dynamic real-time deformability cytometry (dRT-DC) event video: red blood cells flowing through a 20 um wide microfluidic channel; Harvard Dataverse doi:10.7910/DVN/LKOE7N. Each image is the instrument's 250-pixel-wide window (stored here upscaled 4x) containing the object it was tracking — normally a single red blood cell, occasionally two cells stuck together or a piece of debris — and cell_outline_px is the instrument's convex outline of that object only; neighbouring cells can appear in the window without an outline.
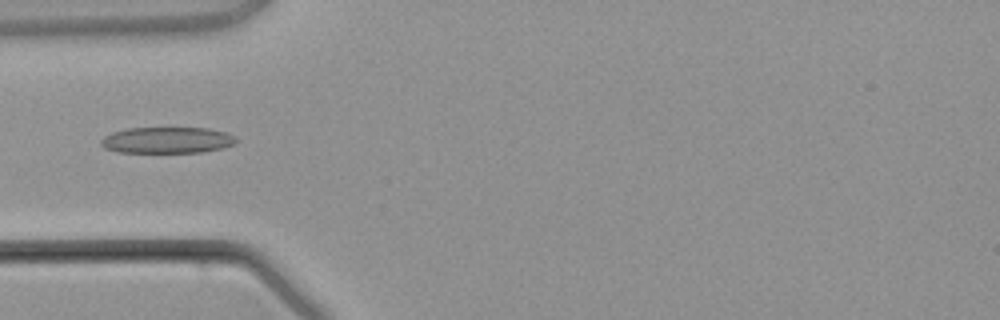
{"species": "common noctule bat (a hibernating species)", "species_latin": "Nyctalus noctula", "temperature_condition": "warm", "stored_images_in_passage": 5, "camera_frame_rate_fps": 3000, "um_per_image_px": 0.085, "animal": {"sex": "male", "body_mass_g": 21.5, "forearm_length_mm": 52.0}, "frame": {"image": 1, "passage_image": 4, "time_ms": 3.667, "image_size_px": [1000, 320], "cell_outline_px": [[236, 140], [232, 144], [224, 148], [200, 152], [116, 152], [104, 148], [100, 144], [100, 140], [104, 136], [112, 132], [128, 128], [208, 128], [224, 132], [236, 136]], "centroid_in_image_um": [14.17, 11.91], "position_along_channel_um": 70.8, "area_um2": 20.63}}
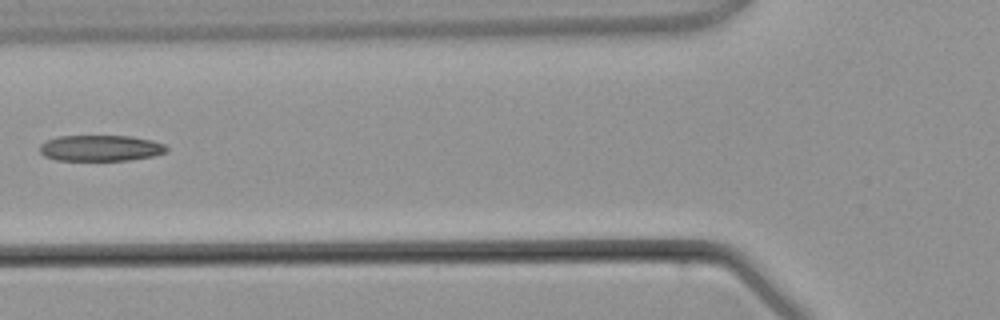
{"frame": {"image": 2, "passage_image": 5, "time_ms": 4.667, "image_size_px": [1000, 320], "cell_outline_px": [[168, 152], [152, 156], [128, 160], [56, 160], [44, 156], [40, 152], [40, 144], [44, 140], [56, 136], [132, 136], [152, 140], [164, 144], [168, 148]], "centroid_in_image_um": [8.53, 12.58], "position_along_channel_um": 117.3, "area_um2": 19.36}}